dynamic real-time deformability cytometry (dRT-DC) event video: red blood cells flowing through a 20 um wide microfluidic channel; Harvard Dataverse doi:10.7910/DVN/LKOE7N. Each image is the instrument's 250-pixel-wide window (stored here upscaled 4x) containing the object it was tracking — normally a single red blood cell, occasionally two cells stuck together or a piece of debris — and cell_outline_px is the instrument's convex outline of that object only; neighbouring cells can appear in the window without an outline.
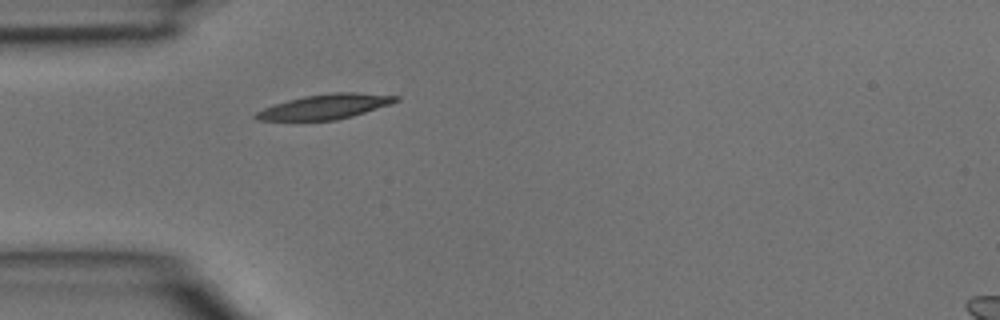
{"species": "common noctule bat (a hibernating species)", "species_latin": "Nyctalus noctula", "temperature_condition": "room temperature", "stored_images_in_passage": 4, "camera_frame_rate_fps": 3000, "um_per_image_px": 0.085, "animal": {"sex": "male", "body_mass_g": 15.6}, "frame": {"image": 1, "passage_image": 4, "time_ms": 1.0, "image_size_px": [1000, 320], "cell_outline_px": [[400, 100], [392, 104], [352, 116], [336, 120], [256, 120], [252, 116], [256, 112], [264, 108], [288, 100], [304, 96], [332, 92], [356, 92], [400, 96]], "centroid_in_image_um": [27.68, 9.06], "position_along_channel_um": 57.3, "area_um2": 20.23}}